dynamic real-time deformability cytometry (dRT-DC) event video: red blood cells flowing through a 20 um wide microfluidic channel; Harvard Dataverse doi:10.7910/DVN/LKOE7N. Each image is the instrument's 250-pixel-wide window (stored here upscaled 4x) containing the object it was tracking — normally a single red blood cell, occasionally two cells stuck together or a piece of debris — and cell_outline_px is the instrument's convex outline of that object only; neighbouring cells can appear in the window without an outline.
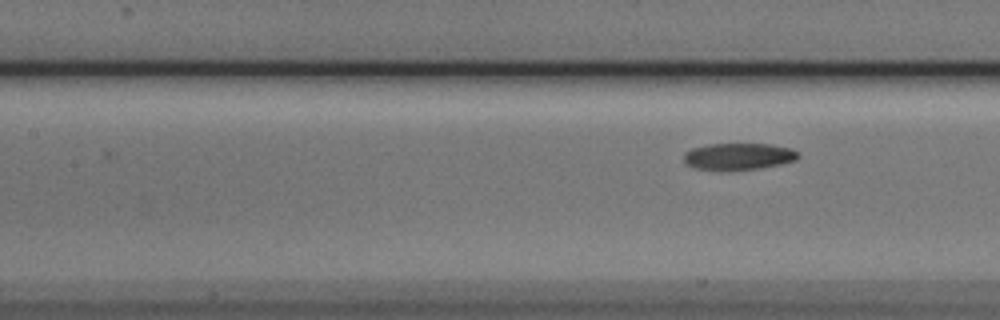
{"species": "Egyptian fruit bat (a non-hibernating species)", "species_latin": "Rousettus aegyptiacus", "temperature_condition": "cold", "stored_images_in_passage": 4, "camera_frame_rate_fps": 3000, "um_per_image_px": 0.085, "animal": {"sex": "male"}, "frame": {"image": 1, "passage_image": 4, "time_ms": 1.0, "image_size_px": [1000, 320], "cell_outline_px": [[800, 156], [796, 160], [780, 164], [760, 168], [728, 172], [720, 172], [696, 168], [688, 164], [684, 160], [684, 152], [692, 148], [708, 144], [772, 144], [792, 148], [800, 152]], "centroid_in_image_um": [62.79, 13.31], "position_along_channel_um": 144.6, "area_um2": 18.38}}